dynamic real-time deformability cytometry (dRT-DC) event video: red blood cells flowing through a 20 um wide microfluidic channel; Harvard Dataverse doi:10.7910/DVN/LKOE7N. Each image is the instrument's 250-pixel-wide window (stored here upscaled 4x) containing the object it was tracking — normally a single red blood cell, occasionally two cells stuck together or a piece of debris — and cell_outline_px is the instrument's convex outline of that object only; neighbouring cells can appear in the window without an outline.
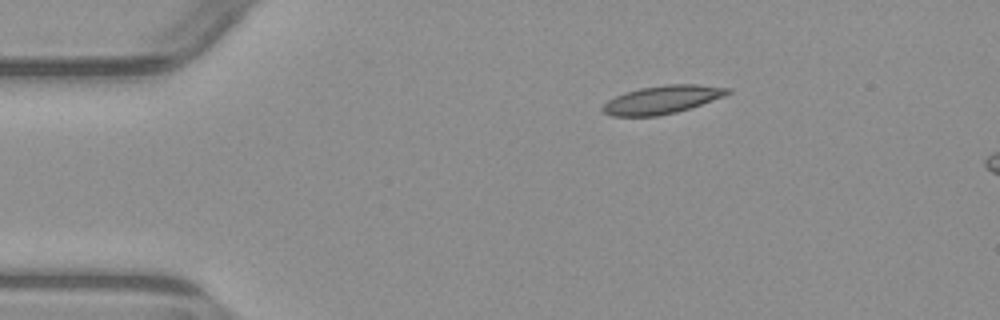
{"species": "common noctule bat (a hibernating species)", "species_latin": "Nyctalus noctula", "temperature_condition": "warm", "stored_images_in_passage": 3, "camera_frame_rate_fps": 3000, "um_per_image_px": 0.085, "animal": {"sex": "male", "body_mass_g": 23.1, "forearm_length_mm": 52.7}, "frame": {"image": 1, "passage_image": 1, "time_ms": 0.0, "image_size_px": [1000, 320], "cell_outline_px": [[732, 92], [724, 96], [676, 112], [656, 116], [612, 116], [604, 112], [600, 108], [608, 100], [624, 92], [640, 88], [664, 84], [696, 84], [732, 88]], "centroid_in_image_um": [56.27, 8.46], "position_along_channel_um": 28.7, "area_um2": 20.4}}